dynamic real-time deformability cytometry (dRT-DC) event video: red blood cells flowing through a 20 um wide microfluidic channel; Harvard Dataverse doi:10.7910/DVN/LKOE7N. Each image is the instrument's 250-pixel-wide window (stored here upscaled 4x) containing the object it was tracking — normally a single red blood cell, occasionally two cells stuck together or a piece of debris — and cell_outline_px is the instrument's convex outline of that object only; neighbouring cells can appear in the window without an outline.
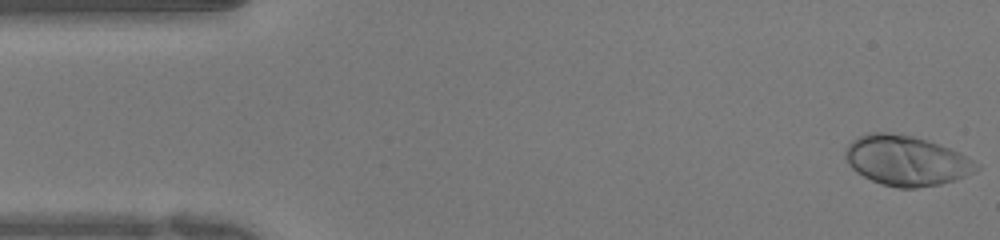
{"species": "human", "species_latin": "Homo sapiens", "temperature_condition": "warm", "stored_images_in_passage": 25, "camera_frame_rate_fps": 3000, "um_per_image_px": 0.085, "donor": {"sex": "female"}, "frame": {"image": 1, "passage_image": 1, "time_ms": 0.0, "image_size_px": [1000, 240], "cell_outline_px": [[980, 168], [964, 176], [940, 184], [916, 188], [896, 188], [872, 180], [856, 172], [848, 164], [844, 156], [844, 152], [848, 144], [856, 136], [868, 132], [888, 132], [912, 136], [960, 152], [980, 164]], "centroid_in_image_um": [76.99, 13.64], "position_along_channel_um": 8.0, "area_um2": 38.03}}
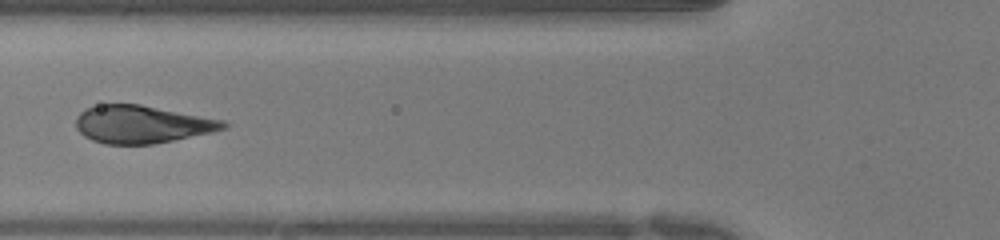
{"frame": {"image": 2, "passage_image": 18, "time_ms": 5.667, "image_size_px": [1000, 240], "cell_outline_px": [[228, 124], [224, 128], [212, 132], [152, 144], [104, 144], [92, 140], [84, 136], [76, 128], [76, 116], [84, 108], [100, 104], [140, 104], [224, 120]], "centroid_in_image_um": [12.01, 10.56], "position_along_channel_um": 113.8, "area_um2": 32.31}}
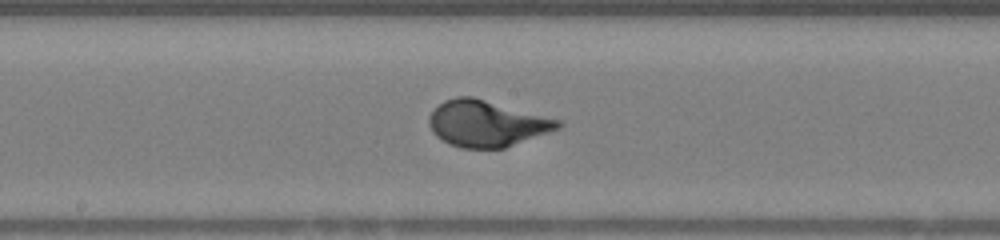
{"frame": {"image": 3, "passage_image": 25, "time_ms": 8.0, "image_size_px": [1000, 240], "cell_outline_px": [[564, 124], [560, 128], [504, 148], [460, 148], [448, 144], [436, 136], [432, 132], [428, 124], [428, 116], [444, 100], [456, 96], [472, 96], [560, 120]], "centroid_in_image_um": [41.33, 10.5], "position_along_channel_um": 206.9, "area_um2": 34.62}}